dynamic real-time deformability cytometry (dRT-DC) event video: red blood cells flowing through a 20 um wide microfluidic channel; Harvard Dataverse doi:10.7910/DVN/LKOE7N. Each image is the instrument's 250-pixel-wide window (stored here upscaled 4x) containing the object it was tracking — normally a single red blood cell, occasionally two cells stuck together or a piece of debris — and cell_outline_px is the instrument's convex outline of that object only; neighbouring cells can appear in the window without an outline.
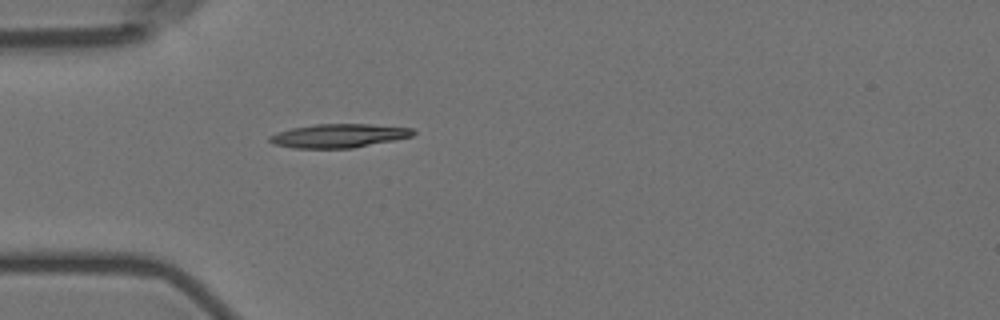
{"species": "Egyptian fruit bat (a non-hibernating species)", "species_latin": "Rousettus aegyptiacus", "temperature_condition": "room temperature", "stored_images_in_passage": 5, "camera_frame_rate_fps": 3000, "um_per_image_px": 0.085, "animal": {"sex": "female"}, "frame": {"image": 1, "passage_image": 5, "time_ms": 4.667, "image_size_px": [1000, 320], "cell_outline_px": [[416, 132], [412, 136], [352, 148], [292, 148], [272, 144], [268, 140], [268, 136], [276, 132], [292, 128], [316, 124], [372, 124], [412, 128]], "centroid_in_image_um": [28.74, 11.53], "position_along_channel_um": 56.3, "area_um2": 19.83}}